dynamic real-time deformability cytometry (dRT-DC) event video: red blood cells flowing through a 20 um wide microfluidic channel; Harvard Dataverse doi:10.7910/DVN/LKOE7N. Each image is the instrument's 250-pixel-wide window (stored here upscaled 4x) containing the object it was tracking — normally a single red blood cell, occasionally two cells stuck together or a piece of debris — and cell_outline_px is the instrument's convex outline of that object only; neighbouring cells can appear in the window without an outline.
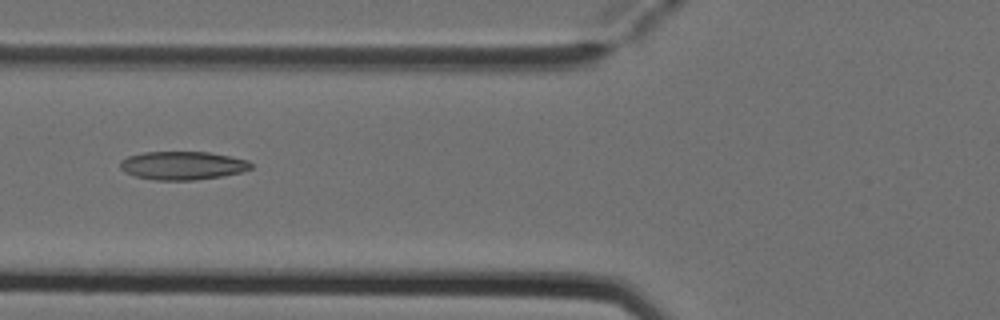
{"species": "Egyptian fruit bat (a non-hibernating species)", "species_latin": "Rousettus aegyptiacus", "temperature_condition": "cold", "stored_images_in_passage": 5, "camera_frame_rate_fps": 3000, "um_per_image_px": 0.085, "animal": {"sex": "female"}, "frame": {"image": 1, "passage_image": 5, "time_ms": 1.333, "image_size_px": [1000, 320], "cell_outline_px": [[252, 168], [240, 172], [220, 176], [196, 180], [156, 180], [136, 176], [124, 172], [120, 168], [120, 160], [128, 156], [144, 152], [208, 152], [248, 160], [252, 164]], "centroid_in_image_um": [15.49, 14.07], "position_along_channel_um": 110.3, "area_um2": 21.5}}